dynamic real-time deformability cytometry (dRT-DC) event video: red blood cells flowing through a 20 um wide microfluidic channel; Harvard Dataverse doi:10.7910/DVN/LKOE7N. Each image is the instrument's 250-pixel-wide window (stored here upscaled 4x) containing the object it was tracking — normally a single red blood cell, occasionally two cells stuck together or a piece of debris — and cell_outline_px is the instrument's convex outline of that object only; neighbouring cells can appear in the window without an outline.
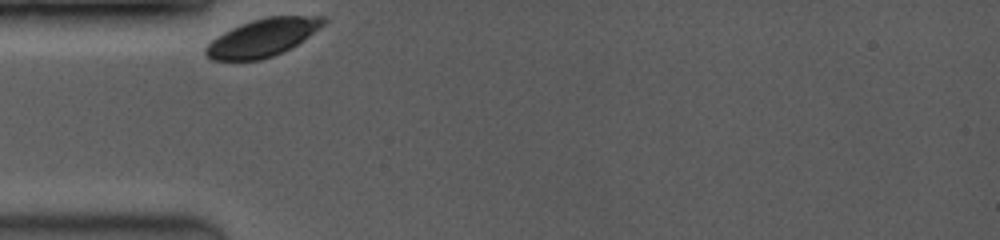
{"species": "common noctule bat (a hibernating species)", "species_latin": "Nyctalus noctula", "temperature_condition": "room temperature", "stored_images_in_passage": 18, "camera_frame_rate_fps": 3500, "um_per_image_px": 0.085, "animal": {"sex": "female", "body_mass_g": 19.0, "forearm_length_mm": 53.3}, "frame": {"image": 1, "passage_image": 1, "time_ms": 0.0, "image_size_px": [1000, 240], "cell_outline_px": [[328, 20], [320, 28], [296, 44], [272, 56], [260, 60], [212, 60], [204, 52], [204, 48], [216, 36], [240, 24], [264, 16], [324, 16]], "centroid_in_image_um": [22.31, 3.18], "position_along_channel_um": 62.7, "area_um2": 25.61}}
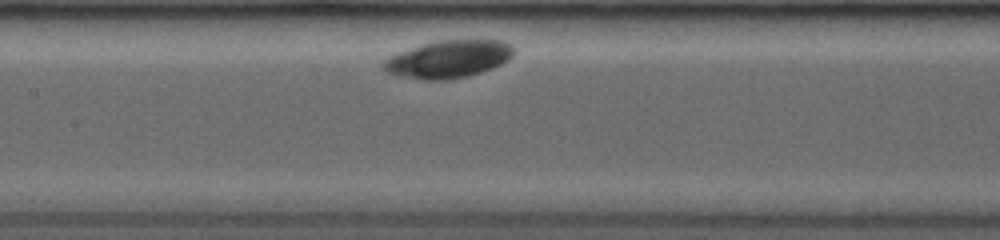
{"frame": {"image": 2, "passage_image": 7, "time_ms": 3.143, "image_size_px": [1000, 240], "cell_outline_px": [[516, 52], [508, 60], [492, 68], [468, 76], [448, 80], [424, 80], [400, 76], [384, 72], [380, 68], [384, 60], [388, 56], [396, 52], [420, 44], [436, 40], [504, 40], [512, 44], [516, 48]], "centroid_in_image_um": [38.09, 5.01], "position_along_channel_um": 169.3, "area_um2": 29.13}}
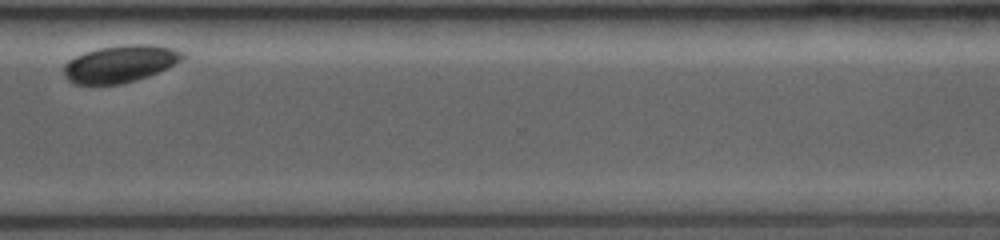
{"frame": {"image": 3, "passage_image": 17, "time_ms": 8.571, "image_size_px": [1000, 240], "cell_outline_px": [[188, 56], [184, 60], [168, 68], [148, 76], [136, 80], [120, 84], [76, 84], [68, 80], [64, 76], [64, 64], [68, 60], [76, 56], [100, 48], [128, 44], [148, 44], [172, 48], [184, 52]], "centroid_in_image_um": [10.27, 5.42], "position_along_channel_um": 360.3, "area_um2": 25.72}}